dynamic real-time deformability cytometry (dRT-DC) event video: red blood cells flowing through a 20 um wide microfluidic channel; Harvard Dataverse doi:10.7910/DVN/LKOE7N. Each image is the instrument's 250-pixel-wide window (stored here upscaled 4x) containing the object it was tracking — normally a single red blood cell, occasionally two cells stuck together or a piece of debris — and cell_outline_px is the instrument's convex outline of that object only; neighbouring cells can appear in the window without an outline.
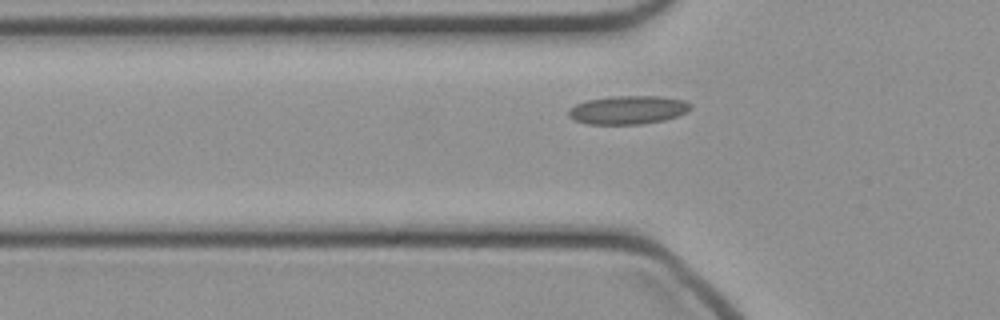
{"species": "common noctule bat (a hibernating species)", "species_latin": "Nyctalus noctula", "temperature_condition": "cold", "stored_images_in_passage": 29, "camera_frame_rate_fps": 3000, "um_per_image_px": 0.085, "animal": {"sex": "female", "body_mass_g": 21.9}, "frame": {"image": 1, "passage_image": 2, "time_ms": 0.333, "image_size_px": [1000, 320], "cell_outline_px": [[692, 108], [676, 116], [664, 120], [640, 124], [588, 124], [576, 120], [568, 116], [568, 108], [584, 100], [612, 96], [660, 96], [684, 100], [692, 104]], "centroid_in_image_um": [53.35, 9.33], "position_along_channel_um": 72.4, "area_um2": 20.29}}
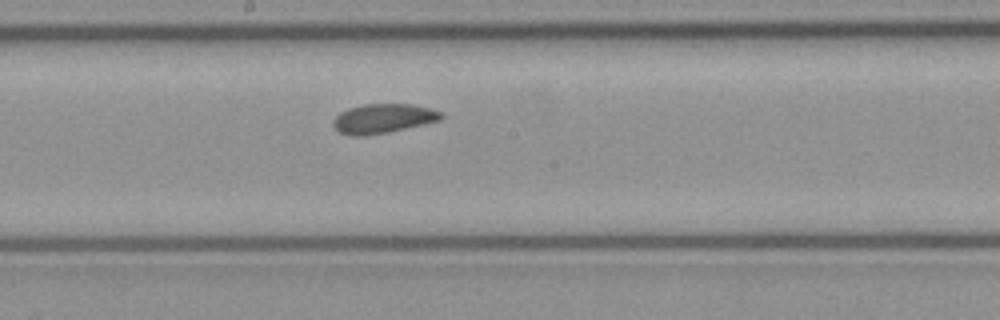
{"frame": {"image": 2, "passage_image": 12, "time_ms": 3.667, "image_size_px": [1000, 320], "cell_outline_px": [[444, 116], [440, 120], [424, 124], [388, 132], [364, 136], [352, 136], [340, 132], [332, 124], [332, 120], [340, 112], [348, 108], [364, 104], [412, 104], [444, 112]], "centroid_in_image_um": [32.56, 10.07], "position_along_channel_um": 215.6, "area_um2": 18.5}}
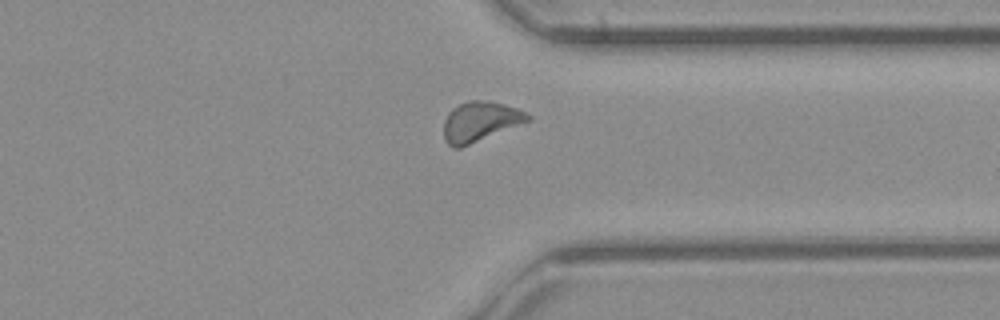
{"frame": {"image": 3, "passage_image": 23, "time_ms": 7.333, "image_size_px": [1000, 320], "cell_outline_px": [[532, 120], [460, 148], [452, 148], [444, 140], [444, 120], [448, 112], [452, 108], [468, 100], [488, 100], [504, 104], [516, 108], [532, 116]], "centroid_in_image_um": [40.8, 10.33], "position_along_channel_um": 370.6, "area_um2": 19.65}}